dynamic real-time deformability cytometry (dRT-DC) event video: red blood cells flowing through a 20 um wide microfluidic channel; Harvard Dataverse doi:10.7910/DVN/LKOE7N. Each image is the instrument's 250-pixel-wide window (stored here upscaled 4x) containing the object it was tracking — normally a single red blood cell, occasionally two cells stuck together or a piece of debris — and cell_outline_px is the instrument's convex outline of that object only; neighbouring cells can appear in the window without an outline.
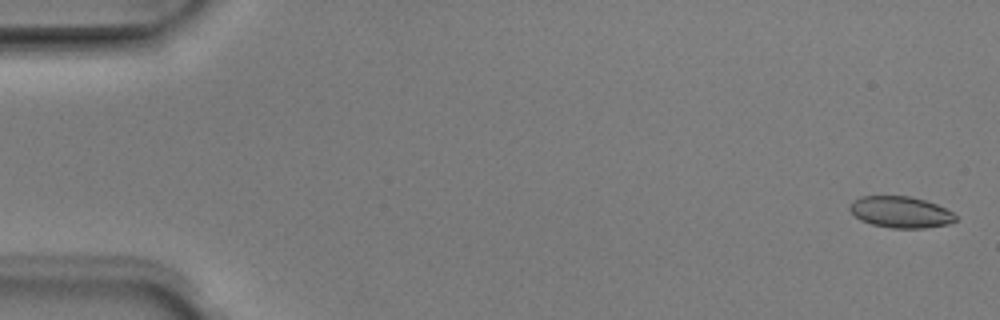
{"species": "Egyptian fruit bat (a non-hibernating species)", "species_latin": "Rousettus aegyptiacus", "temperature_condition": "room temperature", "stored_images_in_passage": 5, "camera_frame_rate_fps": 3000, "um_per_image_px": 0.085, "animal": {"sex": "male"}, "frame": {"image": 1, "passage_image": 1, "time_ms": 0.0, "image_size_px": [1000, 320], "cell_outline_px": [[956, 220], [948, 224], [924, 228], [892, 228], [872, 224], [860, 220], [848, 208], [852, 200], [860, 196], [912, 196], [936, 204], [952, 212], [956, 216]], "centroid_in_image_um": [76.53, 18.02], "position_along_channel_um": 8.5, "area_um2": 19.31}}
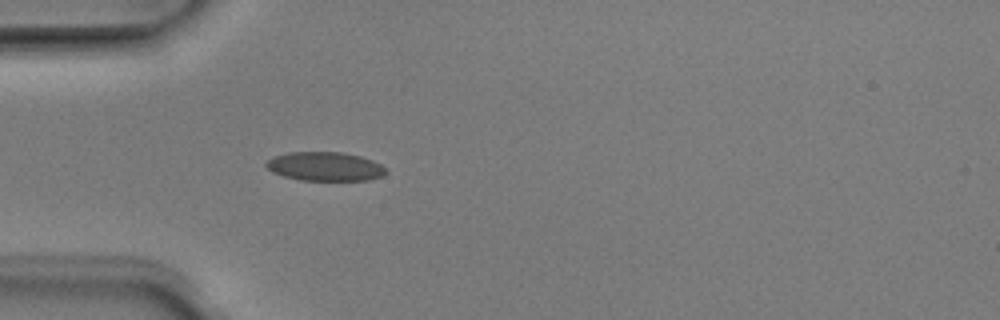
{"frame": {"image": 2, "passage_image": 5, "time_ms": 1.333, "image_size_px": [1000, 320], "cell_outline_px": [[384, 176], [368, 180], [300, 180], [284, 176], [272, 172], [264, 164], [268, 160], [276, 156], [288, 152], [344, 152], [360, 156], [372, 160], [380, 164], [384, 168]], "centroid_in_image_um": [27.62, 14.14], "position_along_channel_um": 57.4, "area_um2": 20.06}}